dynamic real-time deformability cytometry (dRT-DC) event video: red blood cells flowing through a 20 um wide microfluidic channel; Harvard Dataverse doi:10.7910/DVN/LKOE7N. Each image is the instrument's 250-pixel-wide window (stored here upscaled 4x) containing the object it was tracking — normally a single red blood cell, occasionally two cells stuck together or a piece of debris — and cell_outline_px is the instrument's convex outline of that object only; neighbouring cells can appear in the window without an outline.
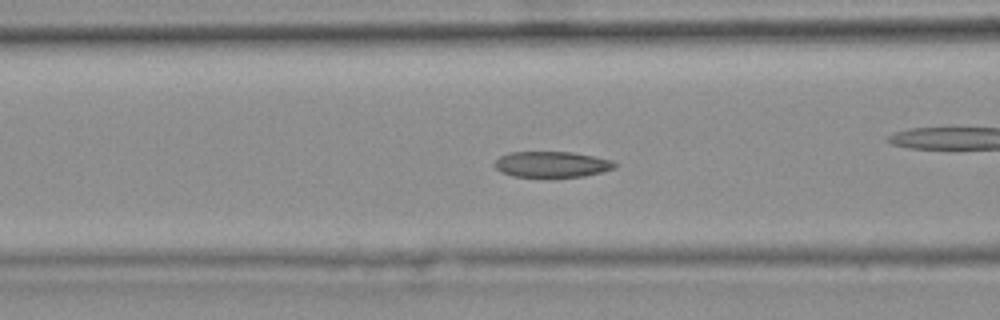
{"species": "common noctule bat (a hibernating species)", "species_latin": "Nyctalus noctula", "temperature_condition": "warm", "stored_images_in_passage": 47, "camera_frame_rate_fps": 3000, "um_per_image_px": 0.085, "animal": {"sex": "female", "body_mass_g": 25.1}, "frame": {"image": 1, "passage_image": 21, "time_ms": 6.667, "image_size_px": [1000, 320], "cell_outline_px": [[616, 168], [584, 176], [512, 176], [500, 172], [492, 164], [500, 156], [508, 152], [572, 152], [612, 160], [616, 164]], "centroid_in_image_um": [46.86, 13.96], "position_along_channel_um": 119.7, "area_um2": 17.92}, "authors_computed_cell_mechanics": {"area_um2": 18.8428, "velocity_mm_per_s": 3.7512, "shape_relaxation_time_tau1_ms": 7.7918, "shape_relaxation_time_tau2_ms": 1.3768, "deformation_change_tau1": 0.1646, "deformation_change_tau2": 0.0715}}